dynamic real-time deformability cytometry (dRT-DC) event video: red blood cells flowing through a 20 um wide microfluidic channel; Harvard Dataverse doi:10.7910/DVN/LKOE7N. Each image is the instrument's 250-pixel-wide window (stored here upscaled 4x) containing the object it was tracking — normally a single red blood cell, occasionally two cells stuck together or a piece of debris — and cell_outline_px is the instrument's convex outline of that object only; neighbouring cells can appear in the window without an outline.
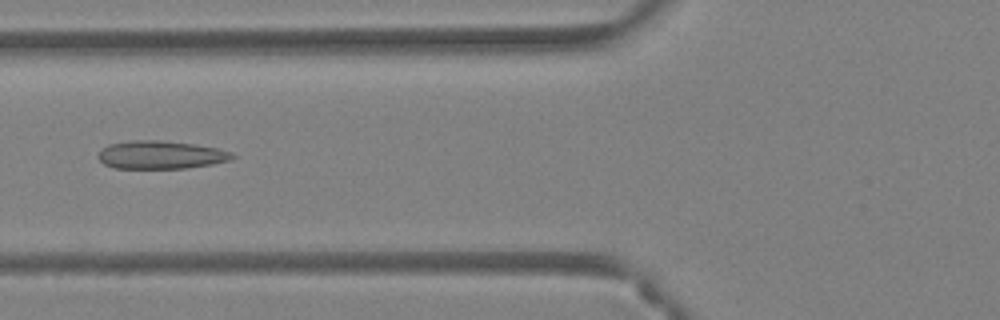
{"species": "Egyptian fruit bat (a non-hibernating species)", "species_latin": "Rousettus aegyptiacus", "temperature_condition": "warm", "stored_images_in_passage": 44, "camera_frame_rate_fps": 3000, "um_per_image_px": 0.085, "animal": {"sex": "female"}, "frame": {"image": 1, "passage_image": 20, "time_ms": 6.333, "image_size_px": [1000, 320], "cell_outline_px": [[236, 156], [232, 160], [212, 164], [188, 168], [112, 168], [104, 164], [96, 156], [108, 144], [132, 140], [160, 140], [192, 144], [216, 148], [232, 152]], "centroid_in_image_um": [13.67, 13.17], "position_along_channel_um": 112.1, "area_um2": 21.96}}
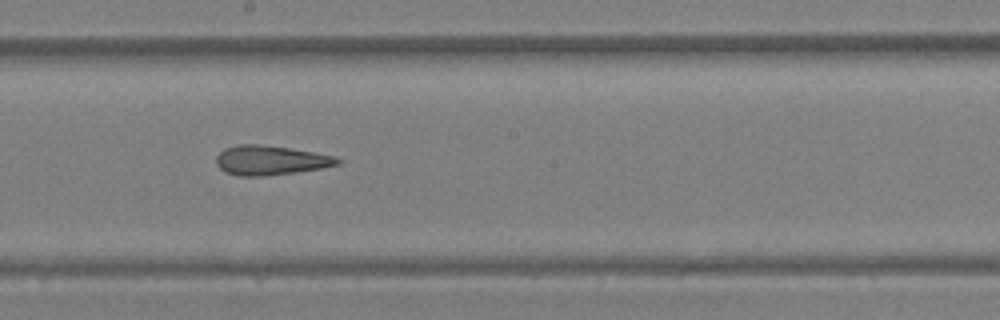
{"frame": {"image": 2, "passage_image": 28, "time_ms": 9.0, "image_size_px": [1000, 320], "cell_outline_px": [[344, 160], [340, 164], [324, 168], [296, 172], [264, 176], [240, 176], [224, 172], [216, 164], [216, 156], [224, 148], [240, 144], [260, 144], [288, 148], [336, 156]], "centroid_in_image_um": [23.01, 13.63], "position_along_channel_um": 225.2, "area_um2": 20.98}}
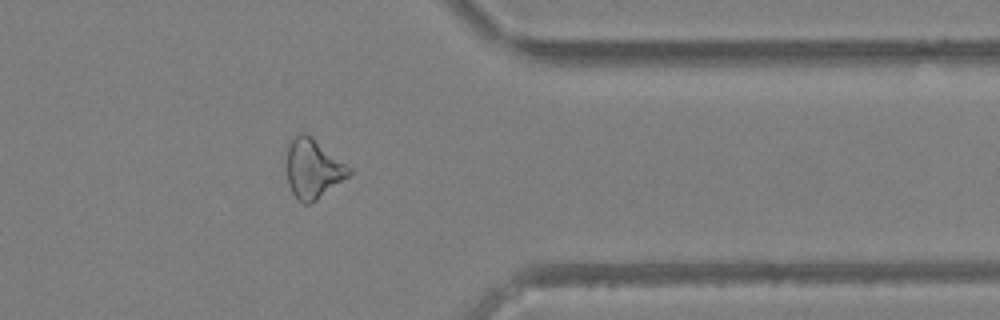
{"frame": {"image": 3, "passage_image": 40, "time_ms": 13.0, "image_size_px": [1000, 320], "cell_outline_px": [[352, 172], [348, 176], [312, 204], [304, 204], [292, 192], [288, 184], [284, 164], [288, 140], [292, 136], [300, 132], [304, 132], [312, 136], [352, 168]], "centroid_in_image_um": [26.55, 14.29], "position_along_channel_um": 384.8, "area_um2": 22.25}, "authors_computed_cell_mechanics": {"area_um2": 22.5131, "velocity_mm_per_s": 4.2444, "shape_relaxation_time_tau1_ms": null, "shape_relaxation_time_tau2_ms": 5.7518, "deformation_change_tau1": null, "deformation_change_tau2": 0.1816}}